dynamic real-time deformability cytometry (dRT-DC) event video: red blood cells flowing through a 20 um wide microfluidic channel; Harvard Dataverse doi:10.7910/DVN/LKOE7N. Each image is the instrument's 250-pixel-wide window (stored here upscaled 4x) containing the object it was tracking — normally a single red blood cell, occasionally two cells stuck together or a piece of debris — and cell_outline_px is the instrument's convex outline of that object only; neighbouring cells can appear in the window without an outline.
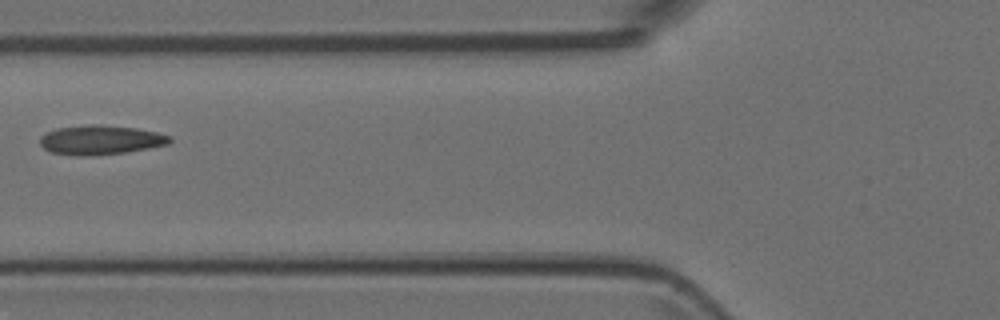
{"species": "Egyptian fruit bat (a non-hibernating species)", "species_latin": "Rousettus aegyptiacus", "temperature_condition": "room temperature", "stored_images_in_passage": 6, "camera_frame_rate_fps": 3000, "um_per_image_px": 0.085, "animal": {"sex": "female"}, "frame": {"image": 1, "passage_image": 6, "time_ms": 1.667, "image_size_px": [1000, 320], "cell_outline_px": [[172, 140], [168, 144], [148, 148], [124, 152], [88, 156], [76, 156], [52, 152], [44, 148], [40, 144], [40, 136], [56, 128], [92, 124], [96, 124], [136, 128], [156, 132], [168, 136]], "centroid_in_image_um": [8.51, 11.89], "position_along_channel_um": 117.3, "area_um2": 21.96}}